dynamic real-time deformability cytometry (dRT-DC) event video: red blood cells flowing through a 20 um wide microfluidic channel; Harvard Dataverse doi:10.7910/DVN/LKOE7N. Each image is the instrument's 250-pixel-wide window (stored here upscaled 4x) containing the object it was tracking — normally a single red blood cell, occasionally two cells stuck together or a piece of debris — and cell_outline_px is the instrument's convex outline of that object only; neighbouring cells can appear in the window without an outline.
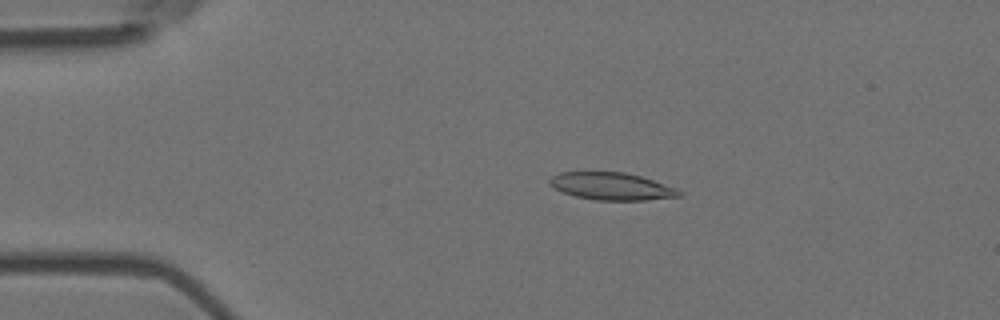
{"species": "Egyptian fruit bat (a non-hibernating species)", "species_latin": "Rousettus aegyptiacus", "temperature_condition": "room temperature", "stored_images_in_passage": 5, "camera_frame_rate_fps": 3000, "um_per_image_px": 0.085, "animal": {"sex": "female"}, "frame": {"image": 1, "passage_image": 3, "time_ms": 0.667, "image_size_px": [1000, 320], "cell_outline_px": [[684, 192], [680, 196], [644, 200], [596, 200], [576, 196], [564, 192], [548, 184], [548, 180], [552, 176], [560, 172], [624, 172], [640, 176], [676, 188]], "centroid_in_image_um": [51.98, 15.83], "position_along_channel_um": 33.0, "area_um2": 20.46}}
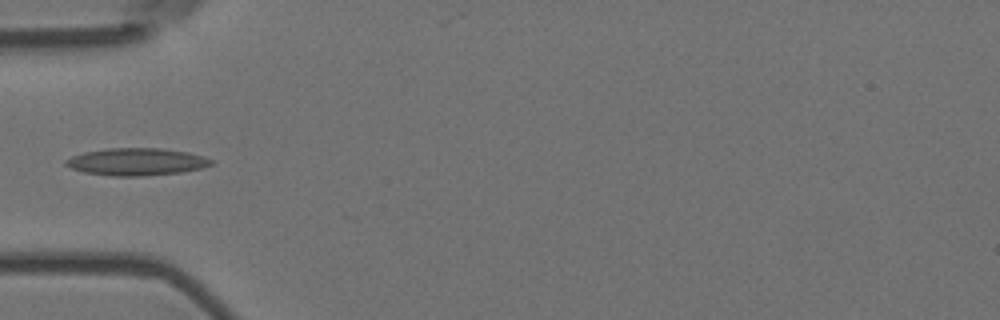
{"frame": {"image": 2, "passage_image": 5, "time_ms": 1.333, "image_size_px": [1000, 320], "cell_outline_px": [[216, 160], [212, 164], [200, 168], [180, 172], [144, 176], [108, 176], [84, 172], [72, 168], [64, 164], [64, 160], [72, 156], [84, 152], [108, 148], [160, 148], [188, 152], [204, 156]], "centroid_in_image_um": [11.61, 13.75], "position_along_channel_um": 73.4, "area_um2": 23.24}}